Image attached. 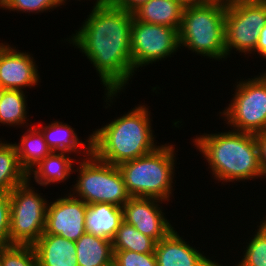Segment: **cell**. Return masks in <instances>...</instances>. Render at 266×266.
I'll return each instance as SVG.
<instances>
[{"label": "cell", "instance_id": "cell-35", "mask_svg": "<svg viewBox=\"0 0 266 266\" xmlns=\"http://www.w3.org/2000/svg\"><path fill=\"white\" fill-rule=\"evenodd\" d=\"M59 1H60L61 5H62V3L65 2V0H59ZM108 1H109V0H96L95 6H99V5L105 4V3H107Z\"/></svg>", "mask_w": 266, "mask_h": 266}, {"label": "cell", "instance_id": "cell-30", "mask_svg": "<svg viewBox=\"0 0 266 266\" xmlns=\"http://www.w3.org/2000/svg\"><path fill=\"white\" fill-rule=\"evenodd\" d=\"M259 146L262 176H266V131L255 134Z\"/></svg>", "mask_w": 266, "mask_h": 266}, {"label": "cell", "instance_id": "cell-2", "mask_svg": "<svg viewBox=\"0 0 266 266\" xmlns=\"http://www.w3.org/2000/svg\"><path fill=\"white\" fill-rule=\"evenodd\" d=\"M148 108L138 106L91 135V153L99 160L118 165L154 151Z\"/></svg>", "mask_w": 266, "mask_h": 266}, {"label": "cell", "instance_id": "cell-31", "mask_svg": "<svg viewBox=\"0 0 266 266\" xmlns=\"http://www.w3.org/2000/svg\"><path fill=\"white\" fill-rule=\"evenodd\" d=\"M118 7L133 12L141 4L146 3L148 0H112Z\"/></svg>", "mask_w": 266, "mask_h": 266}, {"label": "cell", "instance_id": "cell-18", "mask_svg": "<svg viewBox=\"0 0 266 266\" xmlns=\"http://www.w3.org/2000/svg\"><path fill=\"white\" fill-rule=\"evenodd\" d=\"M78 266H105L113 261L112 240L84 233L76 242Z\"/></svg>", "mask_w": 266, "mask_h": 266}, {"label": "cell", "instance_id": "cell-10", "mask_svg": "<svg viewBox=\"0 0 266 266\" xmlns=\"http://www.w3.org/2000/svg\"><path fill=\"white\" fill-rule=\"evenodd\" d=\"M178 31L177 28L150 24L133 18L131 25L133 70L176 52L179 47Z\"/></svg>", "mask_w": 266, "mask_h": 266}, {"label": "cell", "instance_id": "cell-21", "mask_svg": "<svg viewBox=\"0 0 266 266\" xmlns=\"http://www.w3.org/2000/svg\"><path fill=\"white\" fill-rule=\"evenodd\" d=\"M27 179L28 174L19 164L15 145L0 141V191L10 193Z\"/></svg>", "mask_w": 266, "mask_h": 266}, {"label": "cell", "instance_id": "cell-33", "mask_svg": "<svg viewBox=\"0 0 266 266\" xmlns=\"http://www.w3.org/2000/svg\"><path fill=\"white\" fill-rule=\"evenodd\" d=\"M238 0H201V3H213V4H219L223 6H231Z\"/></svg>", "mask_w": 266, "mask_h": 266}, {"label": "cell", "instance_id": "cell-28", "mask_svg": "<svg viewBox=\"0 0 266 266\" xmlns=\"http://www.w3.org/2000/svg\"><path fill=\"white\" fill-rule=\"evenodd\" d=\"M113 261L118 266H157L154 252L114 251Z\"/></svg>", "mask_w": 266, "mask_h": 266}, {"label": "cell", "instance_id": "cell-24", "mask_svg": "<svg viewBox=\"0 0 266 266\" xmlns=\"http://www.w3.org/2000/svg\"><path fill=\"white\" fill-rule=\"evenodd\" d=\"M23 92L21 90L0 89V123L24 124L27 104Z\"/></svg>", "mask_w": 266, "mask_h": 266}, {"label": "cell", "instance_id": "cell-16", "mask_svg": "<svg viewBox=\"0 0 266 266\" xmlns=\"http://www.w3.org/2000/svg\"><path fill=\"white\" fill-rule=\"evenodd\" d=\"M184 5L178 0H148L132 13L136 20L180 29Z\"/></svg>", "mask_w": 266, "mask_h": 266}, {"label": "cell", "instance_id": "cell-32", "mask_svg": "<svg viewBox=\"0 0 266 266\" xmlns=\"http://www.w3.org/2000/svg\"><path fill=\"white\" fill-rule=\"evenodd\" d=\"M256 52L266 58V25L259 32V39L256 46Z\"/></svg>", "mask_w": 266, "mask_h": 266}, {"label": "cell", "instance_id": "cell-5", "mask_svg": "<svg viewBox=\"0 0 266 266\" xmlns=\"http://www.w3.org/2000/svg\"><path fill=\"white\" fill-rule=\"evenodd\" d=\"M226 6L213 3L186 5L182 14L179 47L214 59L227 57L225 48Z\"/></svg>", "mask_w": 266, "mask_h": 266}, {"label": "cell", "instance_id": "cell-13", "mask_svg": "<svg viewBox=\"0 0 266 266\" xmlns=\"http://www.w3.org/2000/svg\"><path fill=\"white\" fill-rule=\"evenodd\" d=\"M37 65L26 52H18L0 43V89L21 90L39 80Z\"/></svg>", "mask_w": 266, "mask_h": 266}, {"label": "cell", "instance_id": "cell-20", "mask_svg": "<svg viewBox=\"0 0 266 266\" xmlns=\"http://www.w3.org/2000/svg\"><path fill=\"white\" fill-rule=\"evenodd\" d=\"M65 154L66 152L56 153L55 151H52L36 165V169L30 171L28 174V180L30 181V175L32 172L35 181L42 186L54 182H62L68 179L71 172H73V160Z\"/></svg>", "mask_w": 266, "mask_h": 266}, {"label": "cell", "instance_id": "cell-3", "mask_svg": "<svg viewBox=\"0 0 266 266\" xmlns=\"http://www.w3.org/2000/svg\"><path fill=\"white\" fill-rule=\"evenodd\" d=\"M207 159L214 177L226 182L262 176L255 134L230 131L193 139Z\"/></svg>", "mask_w": 266, "mask_h": 266}, {"label": "cell", "instance_id": "cell-15", "mask_svg": "<svg viewBox=\"0 0 266 266\" xmlns=\"http://www.w3.org/2000/svg\"><path fill=\"white\" fill-rule=\"evenodd\" d=\"M33 248L38 266H78L75 242L59 235L43 234Z\"/></svg>", "mask_w": 266, "mask_h": 266}, {"label": "cell", "instance_id": "cell-19", "mask_svg": "<svg viewBox=\"0 0 266 266\" xmlns=\"http://www.w3.org/2000/svg\"><path fill=\"white\" fill-rule=\"evenodd\" d=\"M28 130L26 135L22 136L21 143L14 144L19 164L27 174L52 152L44 139L40 127H30Z\"/></svg>", "mask_w": 266, "mask_h": 266}, {"label": "cell", "instance_id": "cell-23", "mask_svg": "<svg viewBox=\"0 0 266 266\" xmlns=\"http://www.w3.org/2000/svg\"><path fill=\"white\" fill-rule=\"evenodd\" d=\"M42 134L44 139L48 144L49 148L55 152H77L79 151V146L85 147V142H80L77 138L74 129H72L67 124L62 122H54L46 127H42Z\"/></svg>", "mask_w": 266, "mask_h": 266}, {"label": "cell", "instance_id": "cell-7", "mask_svg": "<svg viewBox=\"0 0 266 266\" xmlns=\"http://www.w3.org/2000/svg\"><path fill=\"white\" fill-rule=\"evenodd\" d=\"M27 179L10 193L9 245L33 246L45 232L47 201Z\"/></svg>", "mask_w": 266, "mask_h": 266}, {"label": "cell", "instance_id": "cell-36", "mask_svg": "<svg viewBox=\"0 0 266 266\" xmlns=\"http://www.w3.org/2000/svg\"><path fill=\"white\" fill-rule=\"evenodd\" d=\"M258 227H260L266 233V220H264L262 224Z\"/></svg>", "mask_w": 266, "mask_h": 266}, {"label": "cell", "instance_id": "cell-1", "mask_svg": "<svg viewBox=\"0 0 266 266\" xmlns=\"http://www.w3.org/2000/svg\"><path fill=\"white\" fill-rule=\"evenodd\" d=\"M133 18L132 12L109 0L93 6L89 17L71 40L95 66L106 87L108 100L123 89L134 73L131 58Z\"/></svg>", "mask_w": 266, "mask_h": 266}, {"label": "cell", "instance_id": "cell-25", "mask_svg": "<svg viewBox=\"0 0 266 266\" xmlns=\"http://www.w3.org/2000/svg\"><path fill=\"white\" fill-rule=\"evenodd\" d=\"M0 266H38L33 246L8 245L0 247Z\"/></svg>", "mask_w": 266, "mask_h": 266}, {"label": "cell", "instance_id": "cell-34", "mask_svg": "<svg viewBox=\"0 0 266 266\" xmlns=\"http://www.w3.org/2000/svg\"><path fill=\"white\" fill-rule=\"evenodd\" d=\"M178 1H180L184 6L201 3V0H178Z\"/></svg>", "mask_w": 266, "mask_h": 266}, {"label": "cell", "instance_id": "cell-27", "mask_svg": "<svg viewBox=\"0 0 266 266\" xmlns=\"http://www.w3.org/2000/svg\"><path fill=\"white\" fill-rule=\"evenodd\" d=\"M60 6L59 0H0V8L10 11L43 12Z\"/></svg>", "mask_w": 266, "mask_h": 266}, {"label": "cell", "instance_id": "cell-26", "mask_svg": "<svg viewBox=\"0 0 266 266\" xmlns=\"http://www.w3.org/2000/svg\"><path fill=\"white\" fill-rule=\"evenodd\" d=\"M256 233L236 266H266V233L260 227Z\"/></svg>", "mask_w": 266, "mask_h": 266}, {"label": "cell", "instance_id": "cell-29", "mask_svg": "<svg viewBox=\"0 0 266 266\" xmlns=\"http://www.w3.org/2000/svg\"><path fill=\"white\" fill-rule=\"evenodd\" d=\"M10 196L0 191V247L9 245Z\"/></svg>", "mask_w": 266, "mask_h": 266}, {"label": "cell", "instance_id": "cell-37", "mask_svg": "<svg viewBox=\"0 0 266 266\" xmlns=\"http://www.w3.org/2000/svg\"><path fill=\"white\" fill-rule=\"evenodd\" d=\"M105 266H118L114 261L110 262L109 264L105 265Z\"/></svg>", "mask_w": 266, "mask_h": 266}, {"label": "cell", "instance_id": "cell-22", "mask_svg": "<svg viewBox=\"0 0 266 266\" xmlns=\"http://www.w3.org/2000/svg\"><path fill=\"white\" fill-rule=\"evenodd\" d=\"M156 242L139 232L134 226L122 221L115 237L112 239L113 251H134L152 253Z\"/></svg>", "mask_w": 266, "mask_h": 266}, {"label": "cell", "instance_id": "cell-14", "mask_svg": "<svg viewBox=\"0 0 266 266\" xmlns=\"http://www.w3.org/2000/svg\"><path fill=\"white\" fill-rule=\"evenodd\" d=\"M157 266H221L181 239L173 229L155 244Z\"/></svg>", "mask_w": 266, "mask_h": 266}, {"label": "cell", "instance_id": "cell-9", "mask_svg": "<svg viewBox=\"0 0 266 266\" xmlns=\"http://www.w3.org/2000/svg\"><path fill=\"white\" fill-rule=\"evenodd\" d=\"M266 25V2L262 0H238L226 7L225 48L251 53L256 52L259 32Z\"/></svg>", "mask_w": 266, "mask_h": 266}, {"label": "cell", "instance_id": "cell-11", "mask_svg": "<svg viewBox=\"0 0 266 266\" xmlns=\"http://www.w3.org/2000/svg\"><path fill=\"white\" fill-rule=\"evenodd\" d=\"M69 194L59 198L47 206L46 225L43 234L59 235L69 241L76 242L84 233L85 217L88 205Z\"/></svg>", "mask_w": 266, "mask_h": 266}, {"label": "cell", "instance_id": "cell-4", "mask_svg": "<svg viewBox=\"0 0 266 266\" xmlns=\"http://www.w3.org/2000/svg\"><path fill=\"white\" fill-rule=\"evenodd\" d=\"M174 155V147L165 144L146 155L118 164L129 195L169 200Z\"/></svg>", "mask_w": 266, "mask_h": 266}, {"label": "cell", "instance_id": "cell-17", "mask_svg": "<svg viewBox=\"0 0 266 266\" xmlns=\"http://www.w3.org/2000/svg\"><path fill=\"white\" fill-rule=\"evenodd\" d=\"M123 221L122 208L110 203L88 205L85 217L86 231L112 240Z\"/></svg>", "mask_w": 266, "mask_h": 266}, {"label": "cell", "instance_id": "cell-12", "mask_svg": "<svg viewBox=\"0 0 266 266\" xmlns=\"http://www.w3.org/2000/svg\"><path fill=\"white\" fill-rule=\"evenodd\" d=\"M156 198L131 197L121 208L123 221L134 226L156 243L166 237L173 227L164 215Z\"/></svg>", "mask_w": 266, "mask_h": 266}, {"label": "cell", "instance_id": "cell-6", "mask_svg": "<svg viewBox=\"0 0 266 266\" xmlns=\"http://www.w3.org/2000/svg\"><path fill=\"white\" fill-rule=\"evenodd\" d=\"M84 149L88 159L80 163L79 178L74 185L75 193L87 205L110 203L122 207L130 198L117 165L97 159L91 153V136Z\"/></svg>", "mask_w": 266, "mask_h": 266}, {"label": "cell", "instance_id": "cell-8", "mask_svg": "<svg viewBox=\"0 0 266 266\" xmlns=\"http://www.w3.org/2000/svg\"><path fill=\"white\" fill-rule=\"evenodd\" d=\"M236 87L233 101L221 114L234 131L252 134L266 131V72L261 77L241 81Z\"/></svg>", "mask_w": 266, "mask_h": 266}]
</instances>
